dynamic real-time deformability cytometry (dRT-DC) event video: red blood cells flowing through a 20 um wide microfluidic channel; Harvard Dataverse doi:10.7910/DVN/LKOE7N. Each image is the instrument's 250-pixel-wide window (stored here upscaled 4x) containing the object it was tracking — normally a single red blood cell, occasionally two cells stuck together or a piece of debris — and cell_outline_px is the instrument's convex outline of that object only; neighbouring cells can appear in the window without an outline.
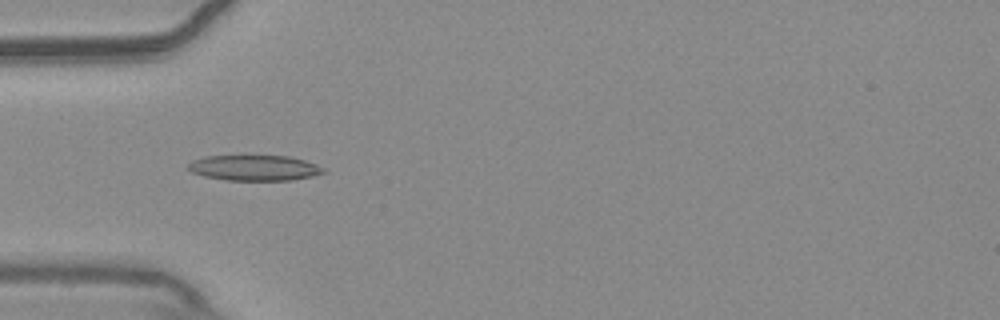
{"species": "common noctule bat (a hibernating species)", "species_latin": "Nyctalus noctula", "temperature_condition": "warm", "stored_images_in_passage": 56, "camera_frame_rate_fps": 3000, "um_per_image_px": 0.085, "animal": {"sex": "male", "body_mass_g": 20.4}, "frame": {"image": 1, "passage_image": 18, "time_ms": 5.667, "image_size_px": [1000, 320], "cell_outline_px": [[328, 172], [312, 176], [292, 180], [228, 180], [204, 176], [192, 172], [188, 168], [188, 164], [192, 160], [204, 156], [288, 156], [304, 160], [316, 164], [324, 168]], "centroid_in_image_um": [21.64, 14.27], "position_along_channel_um": 63.4, "area_um2": 20.06}}
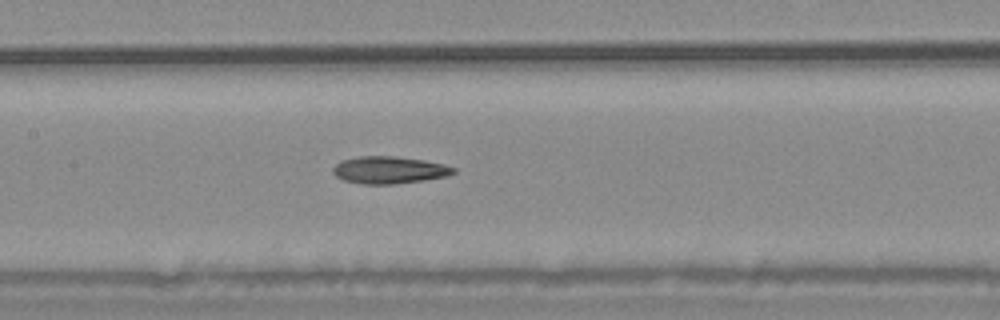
{"frame": {"image": 2, "passage_image": 27, "time_ms": 8.667, "image_size_px": [1000, 320], "cell_outline_px": [[456, 172], [448, 176], [424, 180], [396, 184], [364, 184], [344, 180], [336, 176], [332, 172], [332, 168], [340, 160], [360, 156], [396, 156], [424, 160], [444, 164], [456, 168]], "centroid_in_image_um": [33.09, 14.44], "position_along_channel_um": 174.3, "area_um2": 19.25}}
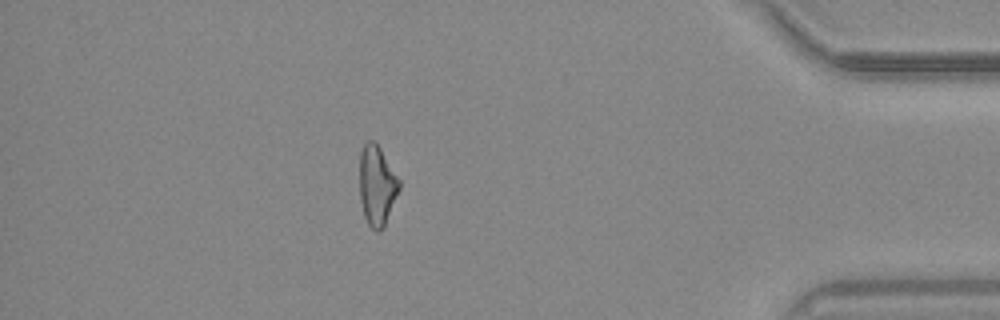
{"frame": {"image": 3, "passage_image": 49, "time_ms": 16.0, "image_size_px": [1000, 320], "cell_outline_px": [[400, 188], [384, 228], [380, 232], [376, 232], [368, 224], [364, 216], [360, 200], [360, 152], [364, 144], [368, 140], [372, 140], [380, 148], [400, 180]], "centroid_in_image_um": [32.04, 15.8], "position_along_channel_um": 403.2, "area_um2": 18.5}, "authors_computed_cell_mechanics": {"area_um2": 19.0451, "velocity_mm_per_s": 3.7132, "shape_relaxation_time_tau1_ms": null, "shape_relaxation_time_tau2_ms": 6.5296, "deformation_change_tau1": null, "deformation_change_tau2": 0.1785}}